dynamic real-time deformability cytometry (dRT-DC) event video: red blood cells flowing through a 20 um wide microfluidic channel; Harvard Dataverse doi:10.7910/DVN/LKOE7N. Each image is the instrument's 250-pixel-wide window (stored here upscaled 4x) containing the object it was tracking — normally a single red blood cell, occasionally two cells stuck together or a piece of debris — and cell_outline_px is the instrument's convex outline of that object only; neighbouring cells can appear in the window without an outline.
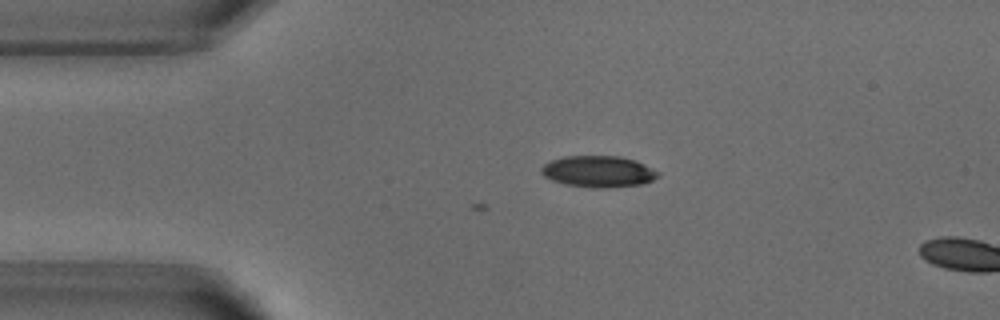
{"species": "common noctule bat (a hibernating species)", "species_latin": "Nyctalus noctula", "temperature_condition": "warm", "stored_images_in_passage": 4, "camera_frame_rate_fps": 3000, "um_per_image_px": 0.085, "animal": {"sex": "male", "body_mass_g": 18.8}, "frame": {"image": 1, "passage_image": 3, "time_ms": 3.333, "image_size_px": [1000, 320], "cell_outline_px": [[660, 176], [644, 184], [608, 188], [592, 188], [564, 184], [552, 180], [544, 176], [540, 172], [540, 168], [544, 164], [552, 160], [564, 156], [620, 156], [636, 160], [660, 172]], "centroid_in_image_um": [50.88, 14.58], "position_along_channel_um": 34.1, "area_um2": 21.62}}